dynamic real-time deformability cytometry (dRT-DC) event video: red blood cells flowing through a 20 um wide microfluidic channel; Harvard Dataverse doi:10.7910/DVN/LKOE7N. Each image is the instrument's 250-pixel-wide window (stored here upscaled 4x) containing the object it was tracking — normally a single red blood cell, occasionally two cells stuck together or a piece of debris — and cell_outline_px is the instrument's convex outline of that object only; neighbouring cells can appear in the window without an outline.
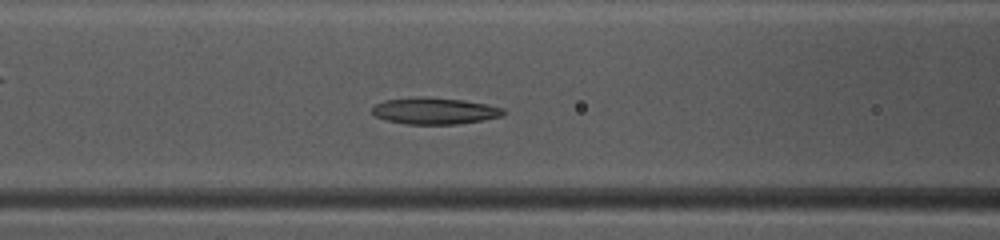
{"species": "common noctule bat (a hibernating species)", "species_latin": "Nyctalus noctula", "temperature_condition": "warm", "stored_images_in_passage": 35, "camera_frame_rate_fps": 3000, "um_per_image_px": 0.085, "animal": {"sex": "female", "body_mass_g": 10.0, "forearm_length_mm": 53.1}, "frame": {"image": 1, "passage_image": 6, "time_ms": 1.667, "image_size_px": [1000, 240], "cell_outline_px": [[508, 112], [500, 116], [484, 120], [456, 124], [408, 124], [388, 120], [376, 116], [372, 112], [372, 108], [376, 104], [384, 100], [416, 96], [428, 96], [464, 100], [488, 104], [504, 108]], "centroid_in_image_um": [36.98, 9.41], "position_along_channel_um": 129.6, "area_um2": 20.52}}
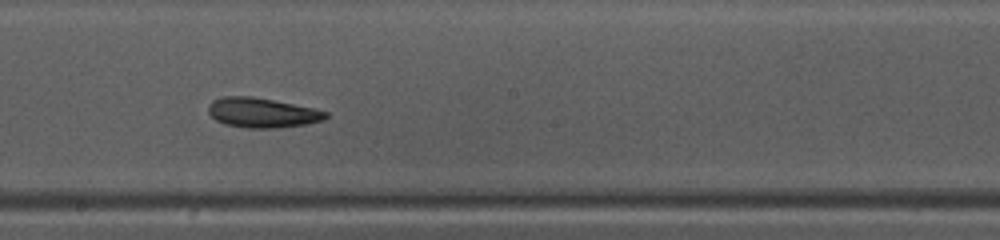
{"frame": {"image": 2, "passage_image": 13, "time_ms": 4.0, "image_size_px": [1000, 240], "cell_outline_px": [[328, 116], [324, 120], [308, 124], [276, 128], [248, 128], [224, 124], [216, 120], [208, 112], [208, 104], [212, 100], [224, 96], [252, 96], [312, 108], [328, 112]], "centroid_in_image_um": [22.26, 9.58], "position_along_channel_um": 225.9, "area_um2": 20.35}}
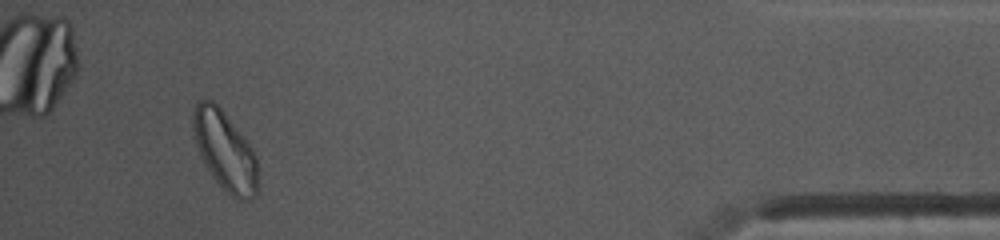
{"frame": {"image": 3, "passage_image": 31, "time_ms": 10.0, "image_size_px": [1000, 240], "cell_outline_px": [[260, 184], [256, 196], [252, 200], [236, 200], [216, 180], [204, 164], [196, 144], [192, 128], [192, 108], [196, 100], [212, 100], [224, 112], [240, 132], [252, 148], [256, 156]], "centroid_in_image_um": [19.14, 12.82], "position_along_channel_um": 416.1, "area_um2": 30.23}}